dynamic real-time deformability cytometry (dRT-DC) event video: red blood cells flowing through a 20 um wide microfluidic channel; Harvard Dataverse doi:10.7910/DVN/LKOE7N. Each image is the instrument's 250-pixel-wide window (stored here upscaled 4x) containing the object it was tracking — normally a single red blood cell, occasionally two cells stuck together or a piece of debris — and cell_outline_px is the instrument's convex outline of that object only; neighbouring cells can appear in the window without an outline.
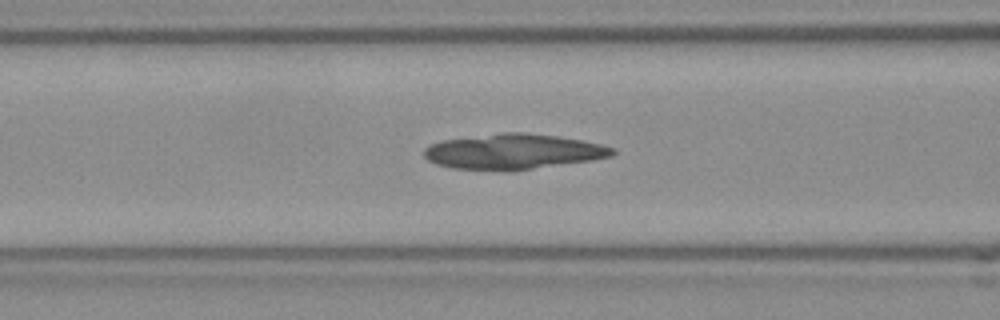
{"species": "Egyptian fruit bat (a non-hibernating species)", "species_latin": "Rousettus aegyptiacus", "temperature_condition": "room temperature", "stored_images_in_passage": 36, "camera_frame_rate_fps": 3000, "um_per_image_px": 0.085, "frame": {"image": 1, "passage_image": 11, "time_ms": 3.333, "image_size_px": [1000, 320], "cell_outline_px": [[616, 152], [612, 156], [592, 160], [532, 168], [452, 168], [436, 164], [428, 160], [424, 156], [424, 148], [432, 144], [444, 140], [504, 132], [524, 132], [556, 136], [580, 140], [600, 144], [612, 148]], "centroid_in_image_um": [43.64, 12.85], "position_along_channel_um": 123.0, "area_um2": 37.4}}
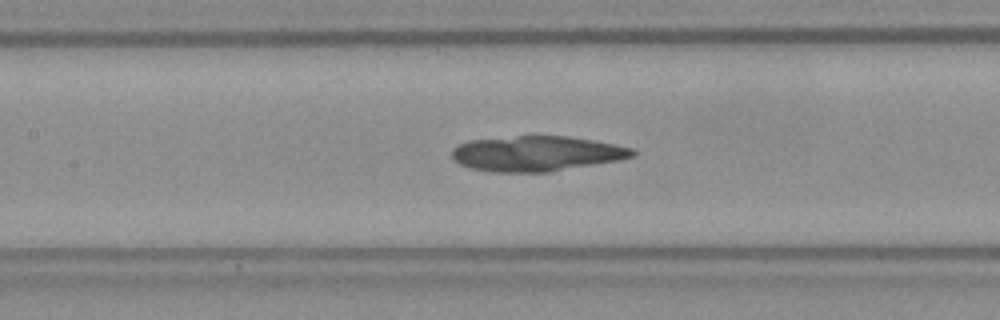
{"frame": {"image": 2, "passage_image": 14, "time_ms": 4.333, "image_size_px": [1000, 320], "cell_outline_px": [[636, 156], [620, 160], [548, 172], [492, 172], [472, 168], [460, 164], [452, 156], [452, 148], [468, 140], [516, 136], [568, 136], [592, 140], [632, 148], [636, 152]], "centroid_in_image_um": [45.61, 13.05], "position_along_channel_um": 161.8, "area_um2": 36.93}}
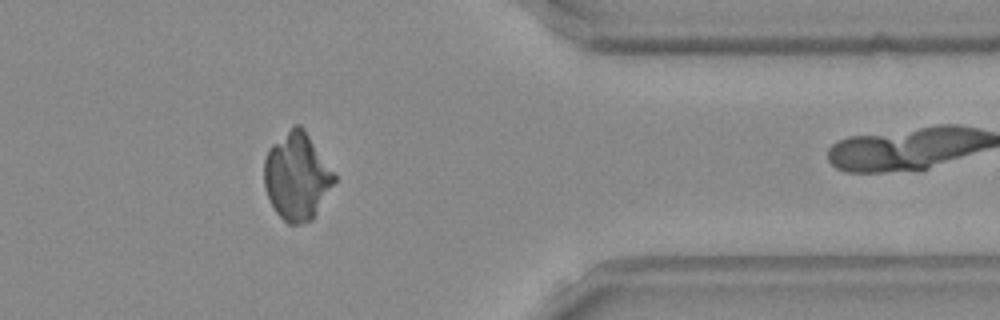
{"frame": {"image": 3, "passage_image": 33, "time_ms": 10.667, "image_size_px": [1000, 320], "cell_outline_px": [[336, 180], [312, 220], [300, 224], [288, 224], [276, 212], [264, 188], [264, 160], [268, 148], [292, 124], [300, 124], [336, 176]], "centroid_in_image_um": [25.2, 14.99], "position_along_channel_um": 386.2, "area_um2": 35.37}}